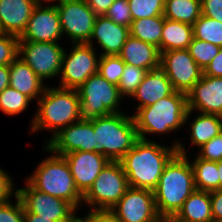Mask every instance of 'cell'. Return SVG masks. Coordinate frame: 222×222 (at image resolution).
I'll list each match as a JSON object with an SVG mask.
<instances>
[{"mask_svg": "<svg viewBox=\"0 0 222 222\" xmlns=\"http://www.w3.org/2000/svg\"><path fill=\"white\" fill-rule=\"evenodd\" d=\"M82 119H92L120 113L123 98L118 86L109 83L99 73L91 75L78 89ZM121 107V109H120Z\"/></svg>", "mask_w": 222, "mask_h": 222, "instance_id": "obj_7", "label": "cell"}, {"mask_svg": "<svg viewBox=\"0 0 222 222\" xmlns=\"http://www.w3.org/2000/svg\"><path fill=\"white\" fill-rule=\"evenodd\" d=\"M219 189H222V160L218 161Z\"/></svg>", "mask_w": 222, "mask_h": 222, "instance_id": "obj_50", "label": "cell"}, {"mask_svg": "<svg viewBox=\"0 0 222 222\" xmlns=\"http://www.w3.org/2000/svg\"><path fill=\"white\" fill-rule=\"evenodd\" d=\"M123 222H147L158 215L152 190L129 187L110 209Z\"/></svg>", "mask_w": 222, "mask_h": 222, "instance_id": "obj_16", "label": "cell"}, {"mask_svg": "<svg viewBox=\"0 0 222 222\" xmlns=\"http://www.w3.org/2000/svg\"><path fill=\"white\" fill-rule=\"evenodd\" d=\"M9 76V86L29 97L32 101L38 100L47 86L19 57L9 65Z\"/></svg>", "mask_w": 222, "mask_h": 222, "instance_id": "obj_23", "label": "cell"}, {"mask_svg": "<svg viewBox=\"0 0 222 222\" xmlns=\"http://www.w3.org/2000/svg\"><path fill=\"white\" fill-rule=\"evenodd\" d=\"M49 156L37 164L36 169L26 179L35 189L69 202L77 211L81 210L83 195L78 191L64 156L57 155L45 145ZM80 207V208H79ZM79 208V209H78Z\"/></svg>", "mask_w": 222, "mask_h": 222, "instance_id": "obj_5", "label": "cell"}, {"mask_svg": "<svg viewBox=\"0 0 222 222\" xmlns=\"http://www.w3.org/2000/svg\"><path fill=\"white\" fill-rule=\"evenodd\" d=\"M147 72L148 71L146 69L125 64V68L118 85L120 95L123 98L128 97L130 99L137 87L143 81Z\"/></svg>", "mask_w": 222, "mask_h": 222, "instance_id": "obj_32", "label": "cell"}, {"mask_svg": "<svg viewBox=\"0 0 222 222\" xmlns=\"http://www.w3.org/2000/svg\"><path fill=\"white\" fill-rule=\"evenodd\" d=\"M186 95L188 110L222 116V77L202 74Z\"/></svg>", "mask_w": 222, "mask_h": 222, "instance_id": "obj_18", "label": "cell"}, {"mask_svg": "<svg viewBox=\"0 0 222 222\" xmlns=\"http://www.w3.org/2000/svg\"><path fill=\"white\" fill-rule=\"evenodd\" d=\"M177 148V154L165 166L157 187L153 190L158 214L176 215L183 203L196 190L194 173L186 144Z\"/></svg>", "mask_w": 222, "mask_h": 222, "instance_id": "obj_2", "label": "cell"}, {"mask_svg": "<svg viewBox=\"0 0 222 222\" xmlns=\"http://www.w3.org/2000/svg\"><path fill=\"white\" fill-rule=\"evenodd\" d=\"M78 191L84 195L110 160L99 152L74 151L64 155Z\"/></svg>", "mask_w": 222, "mask_h": 222, "instance_id": "obj_17", "label": "cell"}, {"mask_svg": "<svg viewBox=\"0 0 222 222\" xmlns=\"http://www.w3.org/2000/svg\"><path fill=\"white\" fill-rule=\"evenodd\" d=\"M188 111L187 95L174 91L171 95L160 99L155 104L138 109L131 114L134 119L139 139L150 141L151 135L169 136L168 133L178 131L185 126Z\"/></svg>", "mask_w": 222, "mask_h": 222, "instance_id": "obj_4", "label": "cell"}, {"mask_svg": "<svg viewBox=\"0 0 222 222\" xmlns=\"http://www.w3.org/2000/svg\"><path fill=\"white\" fill-rule=\"evenodd\" d=\"M118 56L125 64L143 68L147 71L160 68L159 49L155 45L143 42L131 35L128 36Z\"/></svg>", "mask_w": 222, "mask_h": 222, "instance_id": "obj_22", "label": "cell"}, {"mask_svg": "<svg viewBox=\"0 0 222 222\" xmlns=\"http://www.w3.org/2000/svg\"><path fill=\"white\" fill-rule=\"evenodd\" d=\"M24 222H57V221H52L51 218H45L42 216H38L34 213H30L28 211H24Z\"/></svg>", "mask_w": 222, "mask_h": 222, "instance_id": "obj_47", "label": "cell"}, {"mask_svg": "<svg viewBox=\"0 0 222 222\" xmlns=\"http://www.w3.org/2000/svg\"><path fill=\"white\" fill-rule=\"evenodd\" d=\"M168 222H189V221H185L176 215H168Z\"/></svg>", "mask_w": 222, "mask_h": 222, "instance_id": "obj_51", "label": "cell"}, {"mask_svg": "<svg viewBox=\"0 0 222 222\" xmlns=\"http://www.w3.org/2000/svg\"><path fill=\"white\" fill-rule=\"evenodd\" d=\"M13 176L0 167V203L7 202L11 200L14 196H17V189L13 182Z\"/></svg>", "mask_w": 222, "mask_h": 222, "instance_id": "obj_40", "label": "cell"}, {"mask_svg": "<svg viewBox=\"0 0 222 222\" xmlns=\"http://www.w3.org/2000/svg\"><path fill=\"white\" fill-rule=\"evenodd\" d=\"M129 35V27L116 24L105 15H98L87 44L94 47L95 41L101 50L100 56H115L120 54Z\"/></svg>", "mask_w": 222, "mask_h": 222, "instance_id": "obj_19", "label": "cell"}, {"mask_svg": "<svg viewBox=\"0 0 222 222\" xmlns=\"http://www.w3.org/2000/svg\"><path fill=\"white\" fill-rule=\"evenodd\" d=\"M105 16L110 18L114 23L129 28L133 21L128 0H115L108 8Z\"/></svg>", "mask_w": 222, "mask_h": 222, "instance_id": "obj_37", "label": "cell"}, {"mask_svg": "<svg viewBox=\"0 0 222 222\" xmlns=\"http://www.w3.org/2000/svg\"><path fill=\"white\" fill-rule=\"evenodd\" d=\"M128 180L120 161H110L82 197L90 210H110L126 193Z\"/></svg>", "mask_w": 222, "mask_h": 222, "instance_id": "obj_8", "label": "cell"}, {"mask_svg": "<svg viewBox=\"0 0 222 222\" xmlns=\"http://www.w3.org/2000/svg\"><path fill=\"white\" fill-rule=\"evenodd\" d=\"M61 0H36L37 4H44L47 3L48 5H52L54 3L57 4L59 3ZM44 2V3H43ZM53 2V3H52Z\"/></svg>", "mask_w": 222, "mask_h": 222, "instance_id": "obj_52", "label": "cell"}, {"mask_svg": "<svg viewBox=\"0 0 222 222\" xmlns=\"http://www.w3.org/2000/svg\"><path fill=\"white\" fill-rule=\"evenodd\" d=\"M87 5L97 14L105 15L115 0H85Z\"/></svg>", "mask_w": 222, "mask_h": 222, "instance_id": "obj_45", "label": "cell"}, {"mask_svg": "<svg viewBox=\"0 0 222 222\" xmlns=\"http://www.w3.org/2000/svg\"><path fill=\"white\" fill-rule=\"evenodd\" d=\"M30 102L32 100L29 97L10 86L0 93V111L11 117L28 110Z\"/></svg>", "mask_w": 222, "mask_h": 222, "instance_id": "obj_31", "label": "cell"}, {"mask_svg": "<svg viewBox=\"0 0 222 222\" xmlns=\"http://www.w3.org/2000/svg\"><path fill=\"white\" fill-rule=\"evenodd\" d=\"M132 20L161 16L165 0H128Z\"/></svg>", "mask_w": 222, "mask_h": 222, "instance_id": "obj_34", "label": "cell"}, {"mask_svg": "<svg viewBox=\"0 0 222 222\" xmlns=\"http://www.w3.org/2000/svg\"><path fill=\"white\" fill-rule=\"evenodd\" d=\"M25 187L17 189L24 211L51 218L52 221L67 222L78 211L67 201L35 189L26 179Z\"/></svg>", "mask_w": 222, "mask_h": 222, "instance_id": "obj_14", "label": "cell"}, {"mask_svg": "<svg viewBox=\"0 0 222 222\" xmlns=\"http://www.w3.org/2000/svg\"><path fill=\"white\" fill-rule=\"evenodd\" d=\"M213 222H222V189L210 192Z\"/></svg>", "mask_w": 222, "mask_h": 222, "instance_id": "obj_42", "label": "cell"}, {"mask_svg": "<svg viewBox=\"0 0 222 222\" xmlns=\"http://www.w3.org/2000/svg\"><path fill=\"white\" fill-rule=\"evenodd\" d=\"M70 45L68 53L65 49L63 55L58 87L78 89L91 75L98 73L100 55L87 43Z\"/></svg>", "mask_w": 222, "mask_h": 222, "instance_id": "obj_9", "label": "cell"}, {"mask_svg": "<svg viewBox=\"0 0 222 222\" xmlns=\"http://www.w3.org/2000/svg\"><path fill=\"white\" fill-rule=\"evenodd\" d=\"M0 203V222H24V208L18 198Z\"/></svg>", "mask_w": 222, "mask_h": 222, "instance_id": "obj_38", "label": "cell"}, {"mask_svg": "<svg viewBox=\"0 0 222 222\" xmlns=\"http://www.w3.org/2000/svg\"><path fill=\"white\" fill-rule=\"evenodd\" d=\"M221 47L197 38L192 39L187 50L198 66L204 70L219 53Z\"/></svg>", "mask_w": 222, "mask_h": 222, "instance_id": "obj_33", "label": "cell"}, {"mask_svg": "<svg viewBox=\"0 0 222 222\" xmlns=\"http://www.w3.org/2000/svg\"><path fill=\"white\" fill-rule=\"evenodd\" d=\"M165 17L154 16L134 20L129 28L130 35L143 42L155 45L161 54V36Z\"/></svg>", "mask_w": 222, "mask_h": 222, "instance_id": "obj_27", "label": "cell"}, {"mask_svg": "<svg viewBox=\"0 0 222 222\" xmlns=\"http://www.w3.org/2000/svg\"><path fill=\"white\" fill-rule=\"evenodd\" d=\"M98 152L110 161H120L139 140L133 116L125 111L94 118Z\"/></svg>", "mask_w": 222, "mask_h": 222, "instance_id": "obj_6", "label": "cell"}, {"mask_svg": "<svg viewBox=\"0 0 222 222\" xmlns=\"http://www.w3.org/2000/svg\"><path fill=\"white\" fill-rule=\"evenodd\" d=\"M174 89L166 74L160 69L148 71L130 98L138 101L136 111L142 107L155 104L162 98L171 95Z\"/></svg>", "mask_w": 222, "mask_h": 222, "instance_id": "obj_21", "label": "cell"}, {"mask_svg": "<svg viewBox=\"0 0 222 222\" xmlns=\"http://www.w3.org/2000/svg\"><path fill=\"white\" fill-rule=\"evenodd\" d=\"M194 38L222 47V23L201 15L193 24Z\"/></svg>", "mask_w": 222, "mask_h": 222, "instance_id": "obj_30", "label": "cell"}, {"mask_svg": "<svg viewBox=\"0 0 222 222\" xmlns=\"http://www.w3.org/2000/svg\"><path fill=\"white\" fill-rule=\"evenodd\" d=\"M147 222H168V215L158 214Z\"/></svg>", "mask_w": 222, "mask_h": 222, "instance_id": "obj_49", "label": "cell"}, {"mask_svg": "<svg viewBox=\"0 0 222 222\" xmlns=\"http://www.w3.org/2000/svg\"><path fill=\"white\" fill-rule=\"evenodd\" d=\"M9 84V66H0V93H2L5 88L9 87Z\"/></svg>", "mask_w": 222, "mask_h": 222, "instance_id": "obj_46", "label": "cell"}, {"mask_svg": "<svg viewBox=\"0 0 222 222\" xmlns=\"http://www.w3.org/2000/svg\"><path fill=\"white\" fill-rule=\"evenodd\" d=\"M176 216L189 222H213L210 192L196 189Z\"/></svg>", "mask_w": 222, "mask_h": 222, "instance_id": "obj_25", "label": "cell"}, {"mask_svg": "<svg viewBox=\"0 0 222 222\" xmlns=\"http://www.w3.org/2000/svg\"><path fill=\"white\" fill-rule=\"evenodd\" d=\"M201 14L222 23V0H201Z\"/></svg>", "mask_w": 222, "mask_h": 222, "instance_id": "obj_41", "label": "cell"}, {"mask_svg": "<svg viewBox=\"0 0 222 222\" xmlns=\"http://www.w3.org/2000/svg\"><path fill=\"white\" fill-rule=\"evenodd\" d=\"M194 158L190 163L196 189L209 192L219 189L218 162L202 160L197 155Z\"/></svg>", "mask_w": 222, "mask_h": 222, "instance_id": "obj_29", "label": "cell"}, {"mask_svg": "<svg viewBox=\"0 0 222 222\" xmlns=\"http://www.w3.org/2000/svg\"><path fill=\"white\" fill-rule=\"evenodd\" d=\"M63 37L56 5L38 4L19 42H59Z\"/></svg>", "mask_w": 222, "mask_h": 222, "instance_id": "obj_15", "label": "cell"}, {"mask_svg": "<svg viewBox=\"0 0 222 222\" xmlns=\"http://www.w3.org/2000/svg\"><path fill=\"white\" fill-rule=\"evenodd\" d=\"M89 222H123L110 210H89Z\"/></svg>", "mask_w": 222, "mask_h": 222, "instance_id": "obj_43", "label": "cell"}, {"mask_svg": "<svg viewBox=\"0 0 222 222\" xmlns=\"http://www.w3.org/2000/svg\"><path fill=\"white\" fill-rule=\"evenodd\" d=\"M167 146L139 139L120 160L129 187L154 190L165 166L177 154L180 139Z\"/></svg>", "mask_w": 222, "mask_h": 222, "instance_id": "obj_1", "label": "cell"}, {"mask_svg": "<svg viewBox=\"0 0 222 222\" xmlns=\"http://www.w3.org/2000/svg\"><path fill=\"white\" fill-rule=\"evenodd\" d=\"M197 153V157L202 160L218 162L222 160V132L202 145Z\"/></svg>", "mask_w": 222, "mask_h": 222, "instance_id": "obj_39", "label": "cell"}, {"mask_svg": "<svg viewBox=\"0 0 222 222\" xmlns=\"http://www.w3.org/2000/svg\"><path fill=\"white\" fill-rule=\"evenodd\" d=\"M28 134L49 131V140L66 126L82 119L80 96L77 89L46 86L42 96L36 101Z\"/></svg>", "mask_w": 222, "mask_h": 222, "instance_id": "obj_3", "label": "cell"}, {"mask_svg": "<svg viewBox=\"0 0 222 222\" xmlns=\"http://www.w3.org/2000/svg\"><path fill=\"white\" fill-rule=\"evenodd\" d=\"M76 214L79 213H75L67 222H89V212H86L83 217H78Z\"/></svg>", "mask_w": 222, "mask_h": 222, "instance_id": "obj_48", "label": "cell"}, {"mask_svg": "<svg viewBox=\"0 0 222 222\" xmlns=\"http://www.w3.org/2000/svg\"><path fill=\"white\" fill-rule=\"evenodd\" d=\"M193 113L191 110L187 111L185 125H190V131H188L190 134V144L193 147L197 146L199 149L202 145L222 132V116L216 114H199L198 112L197 117L194 116L190 121L189 119H191L190 117Z\"/></svg>", "mask_w": 222, "mask_h": 222, "instance_id": "obj_24", "label": "cell"}, {"mask_svg": "<svg viewBox=\"0 0 222 222\" xmlns=\"http://www.w3.org/2000/svg\"><path fill=\"white\" fill-rule=\"evenodd\" d=\"M45 146L53 153L64 156L74 151L98 152V143L94 135V118L81 119L61 129Z\"/></svg>", "mask_w": 222, "mask_h": 222, "instance_id": "obj_13", "label": "cell"}, {"mask_svg": "<svg viewBox=\"0 0 222 222\" xmlns=\"http://www.w3.org/2000/svg\"><path fill=\"white\" fill-rule=\"evenodd\" d=\"M19 37L0 32V66H9L18 57Z\"/></svg>", "mask_w": 222, "mask_h": 222, "instance_id": "obj_36", "label": "cell"}, {"mask_svg": "<svg viewBox=\"0 0 222 222\" xmlns=\"http://www.w3.org/2000/svg\"><path fill=\"white\" fill-rule=\"evenodd\" d=\"M64 35L71 44L88 43L97 14L85 0H61L55 4Z\"/></svg>", "mask_w": 222, "mask_h": 222, "instance_id": "obj_11", "label": "cell"}, {"mask_svg": "<svg viewBox=\"0 0 222 222\" xmlns=\"http://www.w3.org/2000/svg\"><path fill=\"white\" fill-rule=\"evenodd\" d=\"M203 74L213 77H222V47L219 53L203 70Z\"/></svg>", "mask_w": 222, "mask_h": 222, "instance_id": "obj_44", "label": "cell"}, {"mask_svg": "<svg viewBox=\"0 0 222 222\" xmlns=\"http://www.w3.org/2000/svg\"><path fill=\"white\" fill-rule=\"evenodd\" d=\"M37 5L36 0H0V32L20 37Z\"/></svg>", "mask_w": 222, "mask_h": 222, "instance_id": "obj_20", "label": "cell"}, {"mask_svg": "<svg viewBox=\"0 0 222 222\" xmlns=\"http://www.w3.org/2000/svg\"><path fill=\"white\" fill-rule=\"evenodd\" d=\"M160 69L176 92L187 94L201 79L203 70L187 49L169 50L160 54Z\"/></svg>", "mask_w": 222, "mask_h": 222, "instance_id": "obj_12", "label": "cell"}, {"mask_svg": "<svg viewBox=\"0 0 222 222\" xmlns=\"http://www.w3.org/2000/svg\"><path fill=\"white\" fill-rule=\"evenodd\" d=\"M193 37V25L165 18L161 36V53L187 49Z\"/></svg>", "mask_w": 222, "mask_h": 222, "instance_id": "obj_26", "label": "cell"}, {"mask_svg": "<svg viewBox=\"0 0 222 222\" xmlns=\"http://www.w3.org/2000/svg\"><path fill=\"white\" fill-rule=\"evenodd\" d=\"M201 0H165L163 16L193 25L201 16Z\"/></svg>", "mask_w": 222, "mask_h": 222, "instance_id": "obj_28", "label": "cell"}, {"mask_svg": "<svg viewBox=\"0 0 222 222\" xmlns=\"http://www.w3.org/2000/svg\"><path fill=\"white\" fill-rule=\"evenodd\" d=\"M65 48L59 42H19L18 57L45 82L59 77Z\"/></svg>", "mask_w": 222, "mask_h": 222, "instance_id": "obj_10", "label": "cell"}, {"mask_svg": "<svg viewBox=\"0 0 222 222\" xmlns=\"http://www.w3.org/2000/svg\"><path fill=\"white\" fill-rule=\"evenodd\" d=\"M124 68L125 63L118 55L100 56L99 58L98 73L116 86L119 85Z\"/></svg>", "mask_w": 222, "mask_h": 222, "instance_id": "obj_35", "label": "cell"}]
</instances>
